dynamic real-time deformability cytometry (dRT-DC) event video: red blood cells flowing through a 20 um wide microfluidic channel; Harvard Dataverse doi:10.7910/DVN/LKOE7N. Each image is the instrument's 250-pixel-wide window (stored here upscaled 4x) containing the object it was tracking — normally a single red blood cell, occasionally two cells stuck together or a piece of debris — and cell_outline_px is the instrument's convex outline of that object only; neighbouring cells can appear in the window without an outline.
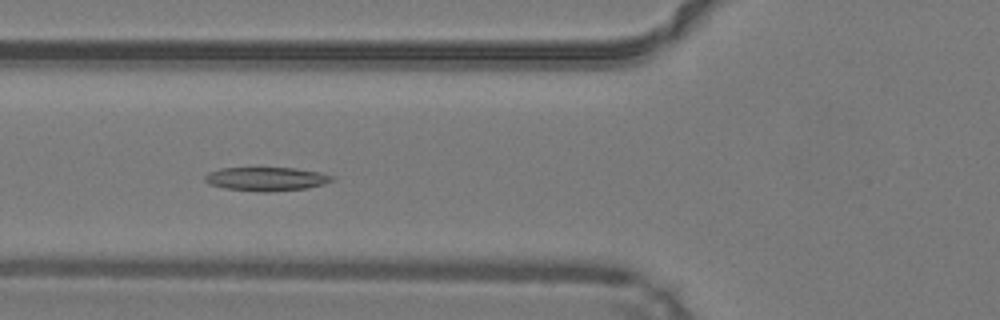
{"species": "common noctule bat (a hibernating species)", "species_latin": "Nyctalus noctula", "temperature_condition": "warm", "stored_images_in_passage": 47, "camera_frame_rate_fps": 3000, "um_per_image_px": 0.085, "animal": {"sex": "male", "body_mass_g": 19.2, "forearm_length_mm": 51.8}, "frame": {"image": 1, "passage_image": 17, "time_ms": 5.333, "image_size_px": [1000, 320], "cell_outline_px": [[336, 180], [324, 184], [308, 188], [268, 192], [256, 192], [224, 188], [208, 184], [204, 180], [204, 176], [208, 172], [220, 168], [296, 168], [320, 172], [332, 176]], "centroid_in_image_um": [22.63, 15.22], "position_along_channel_um": 103.2, "area_um2": 17.8}}
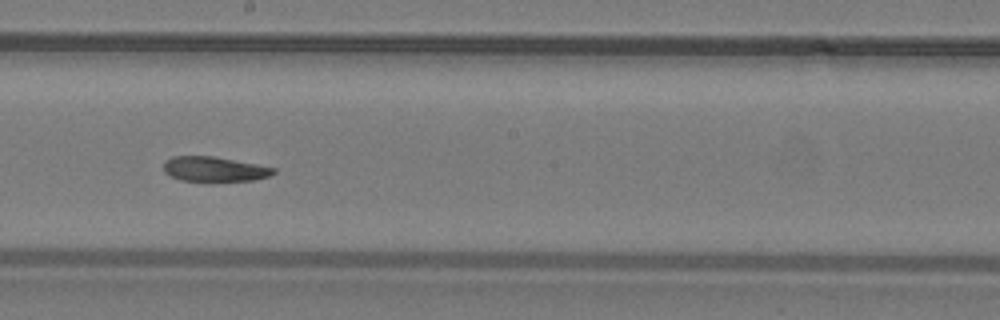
{"frame": {"image": 2, "passage_image": 26, "time_ms": 8.333, "image_size_px": [1000, 320], "cell_outline_px": [[276, 172], [268, 176], [252, 180], [180, 180], [168, 176], [164, 172], [164, 160], [172, 156], [212, 156], [256, 164], [276, 168]], "centroid_in_image_um": [18.16, 14.36], "position_along_channel_um": 230.0, "area_um2": 15.66}}
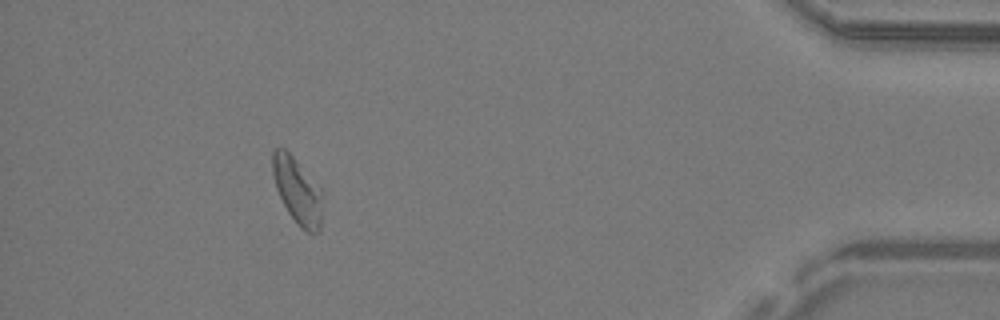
{"frame": {"image": 3, "passage_image": 43, "time_ms": 14.0, "image_size_px": [1000, 320], "cell_outline_px": [[320, 228], [316, 232], [308, 232], [300, 228], [288, 212], [276, 188], [272, 172], [272, 152], [276, 148], [284, 148], [292, 156], [320, 192]], "centroid_in_image_um": [25.2, 16.22], "position_along_channel_um": 410.0, "area_um2": 18.09}, "authors_computed_cell_mechanics": {"area_um2": 18.3226, "velocity_mm_per_s": 4.218, "shape_relaxation_time_tau1_ms": 10.211, "shape_relaxation_time_tau2_ms": null, "deformation_change_tau1": 0.2163, "deformation_change_tau2": null}}